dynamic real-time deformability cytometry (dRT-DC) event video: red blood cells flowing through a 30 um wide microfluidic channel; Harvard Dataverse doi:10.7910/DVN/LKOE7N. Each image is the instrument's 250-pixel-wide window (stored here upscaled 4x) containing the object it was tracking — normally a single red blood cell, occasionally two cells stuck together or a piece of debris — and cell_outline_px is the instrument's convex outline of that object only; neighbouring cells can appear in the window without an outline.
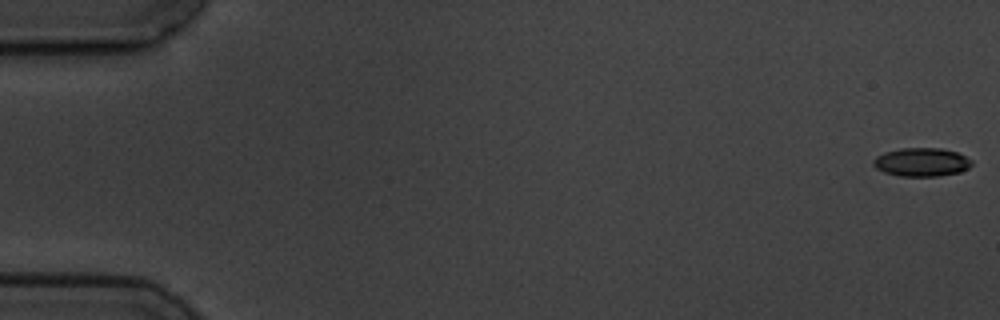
{"species": "common noctule bat (a hibernating species)", "species_latin": "Nyctalus noctula", "temperature_condition": "cold", "stored_images_in_passage": 5, "camera_frame_rate_fps": 3000, "um_per_image_px": 0.085, "animal": {"sex": "male", "body_mass_g": 19.5, "forearm_length_mm": 54.6}, "frame": {"image": 1, "passage_image": 1, "time_ms": 0.0, "image_size_px": [1000, 320], "cell_outline_px": [[972, 164], [968, 168], [960, 172], [940, 176], [900, 176], [884, 172], [876, 168], [872, 164], [872, 160], [876, 156], [884, 152], [900, 148], [940, 148], [956, 152], [972, 160]], "centroid_in_image_um": [78.31, 13.78], "position_along_channel_um": 6.7, "area_um2": 16.42}}